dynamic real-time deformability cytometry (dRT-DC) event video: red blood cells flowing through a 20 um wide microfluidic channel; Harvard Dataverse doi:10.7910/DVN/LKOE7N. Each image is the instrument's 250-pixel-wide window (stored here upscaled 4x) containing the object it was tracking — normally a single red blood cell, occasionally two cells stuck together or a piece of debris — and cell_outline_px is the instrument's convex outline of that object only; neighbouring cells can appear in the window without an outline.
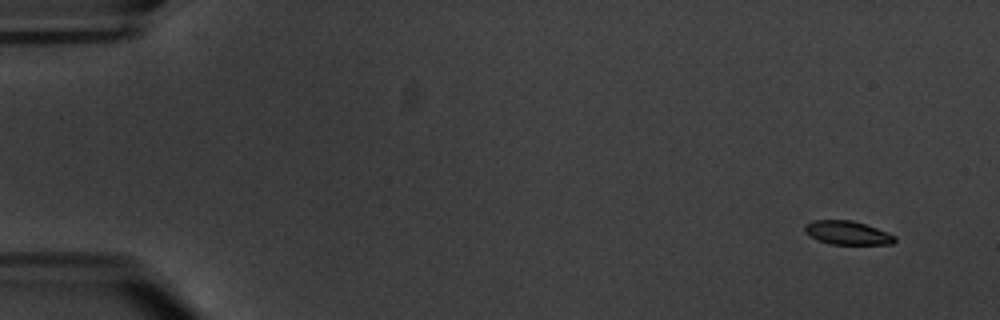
{"species": "common noctule bat (a hibernating species)", "species_latin": "Nyctalus noctula", "temperature_condition": "warm", "stored_images_in_passage": 5, "camera_frame_rate_fps": 3000, "um_per_image_px": 0.085, "animal": {"sex": "male", "body_mass_g": 20.1, "forearm_length_mm": 53.5}, "frame": {"image": 1, "passage_image": 1, "time_ms": 0.0, "image_size_px": [1000, 320], "cell_outline_px": [[896, 240], [892, 244], [832, 244], [820, 240], [804, 232], [804, 224], [816, 220], [852, 220], [876, 228], [896, 236]], "centroid_in_image_um": [72.03, 19.78], "position_along_channel_um": 13.0, "area_um2": 12.2}}
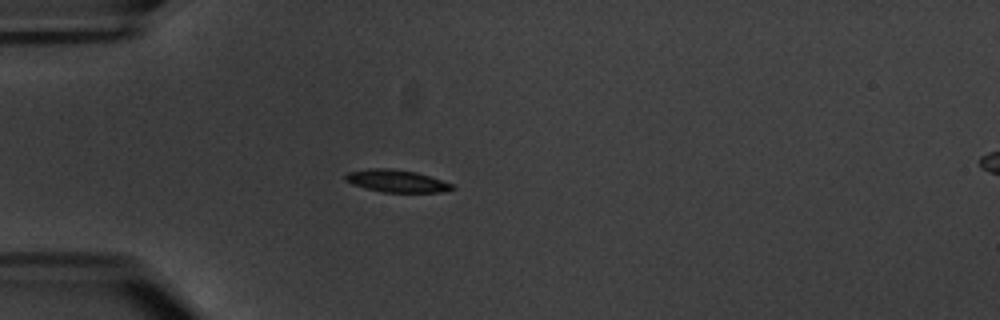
{"frame": {"image": 2, "passage_image": 5, "time_ms": 4.667, "image_size_px": [1000, 320], "cell_outline_px": [[456, 188], [440, 192], [384, 192], [364, 188], [352, 184], [344, 180], [344, 176], [348, 172], [368, 168], [392, 168], [416, 172], [452, 184]], "centroid_in_image_um": [33.65, 15.38], "position_along_channel_um": 51.3, "area_um2": 13.87}}